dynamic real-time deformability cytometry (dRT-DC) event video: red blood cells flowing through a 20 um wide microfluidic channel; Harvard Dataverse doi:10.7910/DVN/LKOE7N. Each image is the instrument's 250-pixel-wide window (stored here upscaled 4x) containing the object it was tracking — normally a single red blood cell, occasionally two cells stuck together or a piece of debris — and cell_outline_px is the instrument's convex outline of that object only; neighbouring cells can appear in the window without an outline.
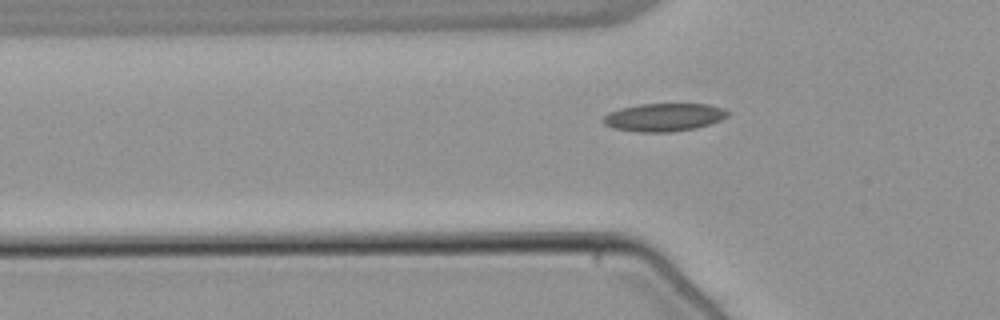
{"species": "common noctule bat (a hibernating species)", "species_latin": "Nyctalus noctula", "temperature_condition": "warm", "stored_images_in_passage": 32, "camera_frame_rate_fps": 3000, "um_per_image_px": 0.085, "animal": {"sex": "male", "body_mass_g": 21.5, "forearm_length_mm": 52.0}, "frame": {"image": 1, "passage_image": 4, "time_ms": 1.0, "image_size_px": [1000, 320], "cell_outline_px": [[732, 112], [728, 116], [720, 120], [696, 128], [672, 132], [640, 132], [612, 128], [604, 124], [600, 120], [608, 112], [620, 108], [640, 104], [708, 104], [724, 108]], "centroid_in_image_um": [56.43, 9.96], "position_along_channel_um": 69.4, "area_um2": 20.52}}
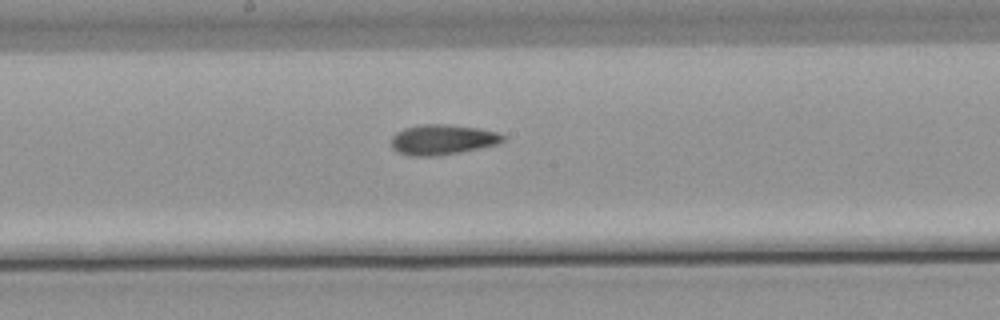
{"frame": {"image": 2, "passage_image": 15, "time_ms": 4.667, "image_size_px": [1000, 320], "cell_outline_px": [[504, 140], [500, 144], [460, 152], [436, 156], [412, 156], [396, 152], [392, 148], [392, 136], [396, 132], [404, 128], [420, 124], [448, 124], [480, 128], [500, 132], [504, 136]], "centroid_in_image_um": [37.63, 11.86], "position_along_channel_um": 210.6, "area_um2": 19.94}}
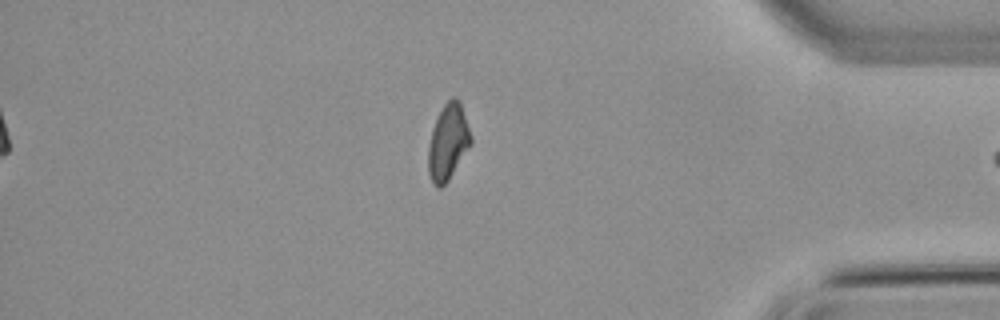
{"frame": {"image": 3, "passage_image": 32, "time_ms": 10.333, "image_size_px": [1000, 320], "cell_outline_px": [[472, 144], [448, 180], [440, 188], [436, 188], [428, 172], [428, 144], [432, 128], [444, 104], [452, 96], [456, 96], [460, 100], [472, 136]], "centroid_in_image_um": [38.09, 12.05], "position_along_channel_um": 397.1, "area_um2": 18.96}, "authors_computed_cell_mechanics": {"area_um2": 19.0451, "velocity_mm_per_s": 3.8485, "shape_relaxation_time_tau1_ms": null, "shape_relaxation_time_tau2_ms": 4.0978, "deformation_change_tau1": null, "deformation_change_tau2": 0.1061}}